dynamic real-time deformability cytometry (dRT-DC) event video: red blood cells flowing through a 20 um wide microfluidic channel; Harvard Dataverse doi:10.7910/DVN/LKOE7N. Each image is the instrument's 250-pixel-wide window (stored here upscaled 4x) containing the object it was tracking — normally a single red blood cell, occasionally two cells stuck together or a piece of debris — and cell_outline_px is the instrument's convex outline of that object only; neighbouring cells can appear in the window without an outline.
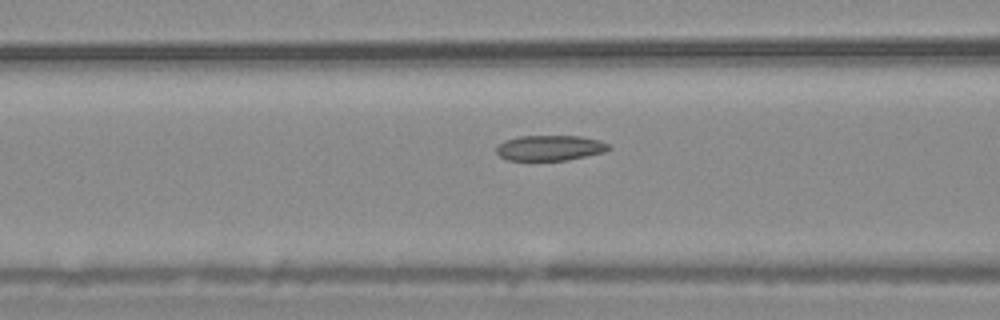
{"species": "common noctule bat (a hibernating species)", "species_latin": "Nyctalus noctula", "temperature_condition": "warm", "stored_images_in_passage": 55, "camera_frame_rate_fps": 3000, "um_per_image_px": 0.085, "animal": {"sex": "male", "body_mass_g": 20.4}, "frame": {"image": 1, "passage_image": 22, "time_ms": 7.0, "image_size_px": [1000, 320], "cell_outline_px": [[612, 148], [604, 152], [568, 160], [508, 160], [500, 156], [496, 152], [496, 148], [504, 140], [516, 136], [580, 136], [600, 140], [608, 144]], "centroid_in_image_um": [46.75, 12.57], "position_along_channel_um": 119.9, "area_um2": 16.65}}
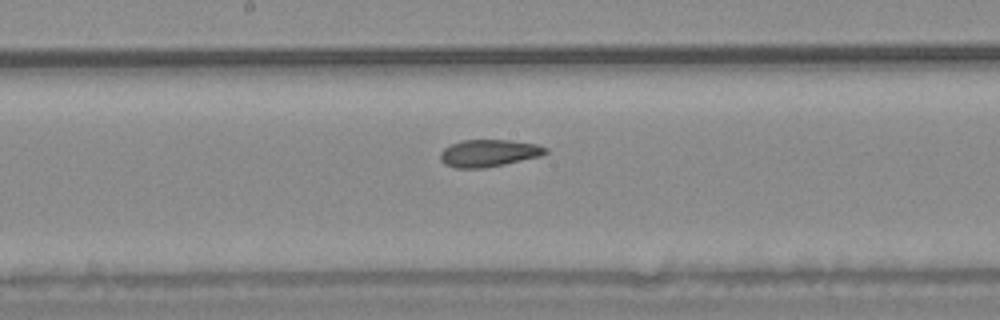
{"frame": {"image": 2, "passage_image": 29, "time_ms": 9.333, "image_size_px": [1000, 320], "cell_outline_px": [[548, 152], [540, 156], [504, 164], [484, 168], [456, 168], [444, 164], [440, 160], [440, 152], [444, 148], [460, 140], [508, 140], [536, 144], [548, 148]], "centroid_in_image_um": [41.52, 13.01], "position_along_channel_um": 206.7, "area_um2": 16.65}}
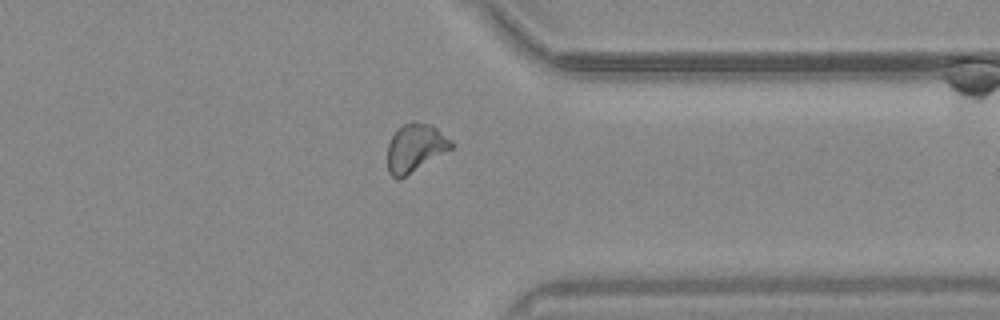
{"frame": {"image": 3, "passage_image": 43, "time_ms": 14.0, "image_size_px": [1000, 320], "cell_outline_px": [[452, 148], [404, 176], [396, 180], [388, 172], [388, 144], [392, 136], [404, 124], [412, 120], [428, 124], [436, 128], [452, 140]], "centroid_in_image_um": [35.28, 12.55], "position_along_channel_um": 376.1, "area_um2": 17.4}, "authors_computed_cell_mechanics": {"area_um2": 17.8024, "velocity_mm_per_s": 3.7159, "shape_relaxation_time_tau1_ms": null, "shape_relaxation_time_tau2_ms": 3.0881, "deformation_change_tau1": null, "deformation_change_tau2": 0.0933}}